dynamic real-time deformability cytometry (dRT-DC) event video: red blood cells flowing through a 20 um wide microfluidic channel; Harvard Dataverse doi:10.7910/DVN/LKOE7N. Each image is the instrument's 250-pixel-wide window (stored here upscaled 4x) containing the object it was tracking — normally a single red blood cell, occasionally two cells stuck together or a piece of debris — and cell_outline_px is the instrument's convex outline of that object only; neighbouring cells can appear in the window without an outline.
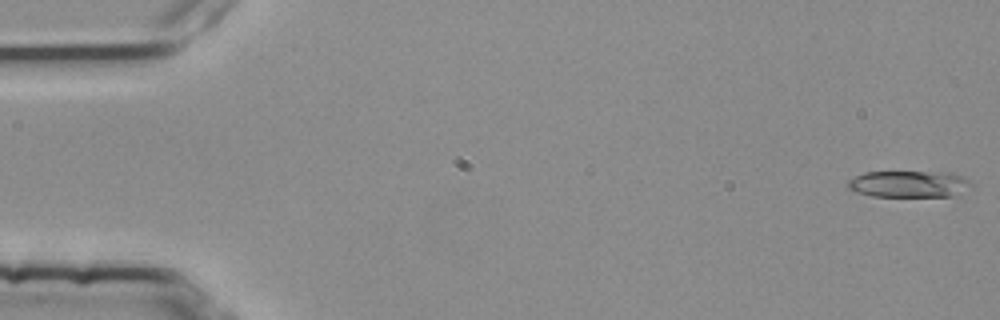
{"species": "common noctule bat (a hibernating species)", "species_latin": "Nyctalus noctula", "temperature_condition": "room temperature", "stored_images_in_passage": 54, "camera_frame_rate_fps": 3000, "um_per_image_px": 0.085, "animal": {"sex": "female", "body_mass_g": 25.1}, "frame": {"image": 1, "passage_image": 1, "time_ms": 0.0, "image_size_px": [1000, 320], "cell_outline_px": [[972, 184], [952, 196], [872, 196], [856, 192], [848, 188], [848, 180], [864, 172], [952, 172], [964, 176]], "centroid_in_image_um": [77.23, 15.63], "position_along_channel_um": 7.8, "area_um2": 18.96}}
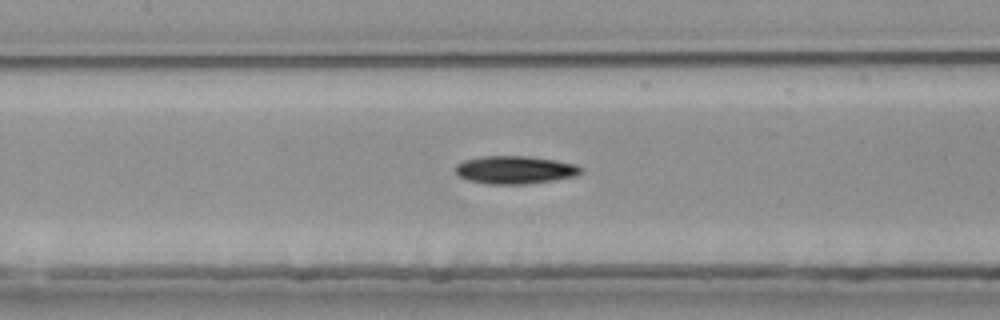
{"frame": {"image": 2, "passage_image": 25, "time_ms": 8.0, "image_size_px": [1000, 320], "cell_outline_px": [[584, 172], [576, 176], [552, 180], [524, 184], [488, 184], [468, 180], [460, 176], [456, 172], [456, 164], [464, 160], [480, 156], [528, 156], [556, 160], [576, 164], [584, 168]], "centroid_in_image_um": [43.81, 14.43], "position_along_channel_um": 163.6, "area_um2": 20.52}}
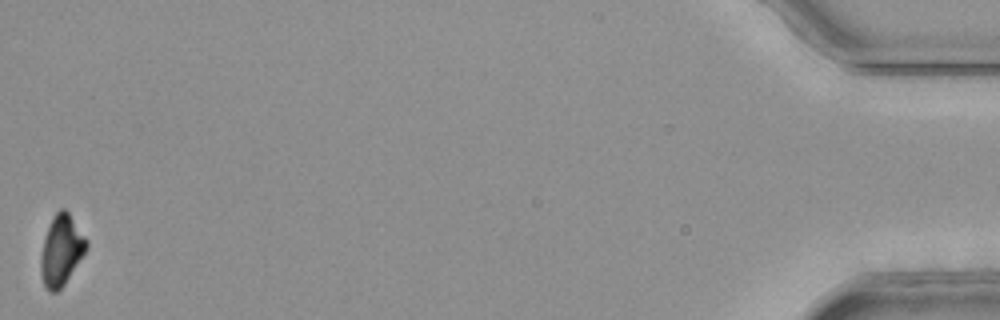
{"frame": {"image": 3, "passage_image": 54, "time_ms": 17.667, "image_size_px": [1000, 320], "cell_outline_px": [[88, 248], [64, 284], [56, 292], [48, 292], [44, 284], [40, 272], [40, 256], [44, 236], [56, 212], [60, 208], [64, 208], [68, 212], [88, 240]], "centroid_in_image_um": [5.2, 21.28], "position_along_channel_um": 430.0, "area_um2": 18.67}, "authors_computed_cell_mechanics": {"area_um2": 19.652, "velocity_mm_per_s": 3.7933, "shape_relaxation_time_tau1_ms": 4.4548, "shape_relaxation_time_tau2_ms": null, "deformation_change_tau1": 0.151, "deformation_change_tau2": null}}